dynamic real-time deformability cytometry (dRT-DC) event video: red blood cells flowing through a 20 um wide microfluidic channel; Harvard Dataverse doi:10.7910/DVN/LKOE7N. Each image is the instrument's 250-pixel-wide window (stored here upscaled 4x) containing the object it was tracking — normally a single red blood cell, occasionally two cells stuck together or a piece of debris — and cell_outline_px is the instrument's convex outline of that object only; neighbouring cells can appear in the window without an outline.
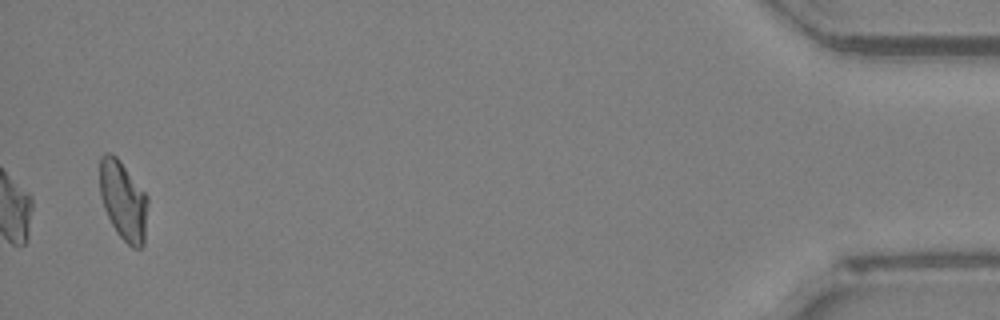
{"species": "Egyptian fruit bat (a non-hibernating species)", "species_latin": "Rousettus aegyptiacus", "temperature_condition": "room temperature", "stored_images_in_passage": 36, "camera_frame_rate_fps": 3000, "um_per_image_px": 0.085, "animal": {"sex": "female"}, "frame": {"image": 1, "passage_image": 36, "time_ms": 11.667, "image_size_px": [1000, 320], "cell_outline_px": [[148, 204], [144, 244], [140, 248], [132, 248], [116, 232], [104, 208], [100, 196], [100, 156], [104, 152], [108, 152], [116, 156], [148, 196]], "centroid_in_image_um": [10.48, 17.05], "position_along_channel_um": 424.7, "area_um2": 22.14}}